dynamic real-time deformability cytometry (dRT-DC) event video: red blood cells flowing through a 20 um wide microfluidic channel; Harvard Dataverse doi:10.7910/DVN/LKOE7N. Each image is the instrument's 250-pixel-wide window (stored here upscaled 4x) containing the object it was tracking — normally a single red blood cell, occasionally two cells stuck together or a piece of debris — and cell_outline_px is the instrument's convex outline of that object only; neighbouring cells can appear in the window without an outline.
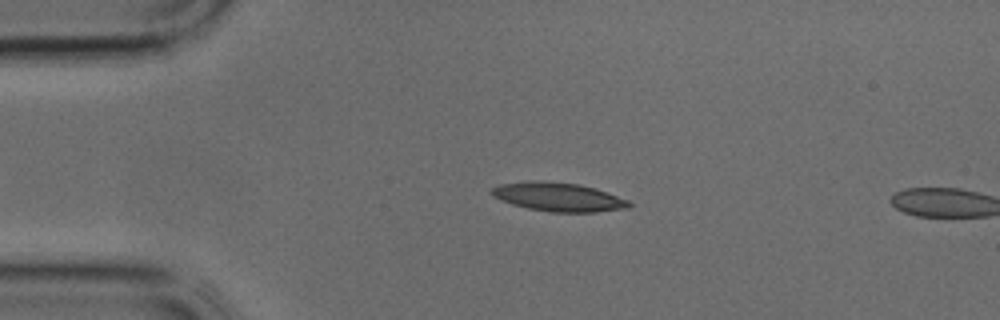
{"species": "common noctule bat (a hibernating species)", "species_latin": "Nyctalus noctula", "temperature_condition": "cold", "stored_images_in_passage": 8, "camera_frame_rate_fps": 3000, "um_per_image_px": 0.085, "animal": {"sex": "male", "body_mass_g": 17.9, "forearm_length_mm": 54.2}, "frame": {"image": 1, "passage_image": 7, "time_ms": 2.0, "image_size_px": [1000, 320], "cell_outline_px": [[632, 204], [628, 208], [596, 212], [552, 212], [528, 208], [512, 204], [492, 196], [488, 192], [492, 188], [500, 184], [532, 180], [580, 184], [596, 188], [628, 200]], "centroid_in_image_um": [47.45, 16.74], "position_along_channel_um": 37.6, "area_um2": 23.0}}